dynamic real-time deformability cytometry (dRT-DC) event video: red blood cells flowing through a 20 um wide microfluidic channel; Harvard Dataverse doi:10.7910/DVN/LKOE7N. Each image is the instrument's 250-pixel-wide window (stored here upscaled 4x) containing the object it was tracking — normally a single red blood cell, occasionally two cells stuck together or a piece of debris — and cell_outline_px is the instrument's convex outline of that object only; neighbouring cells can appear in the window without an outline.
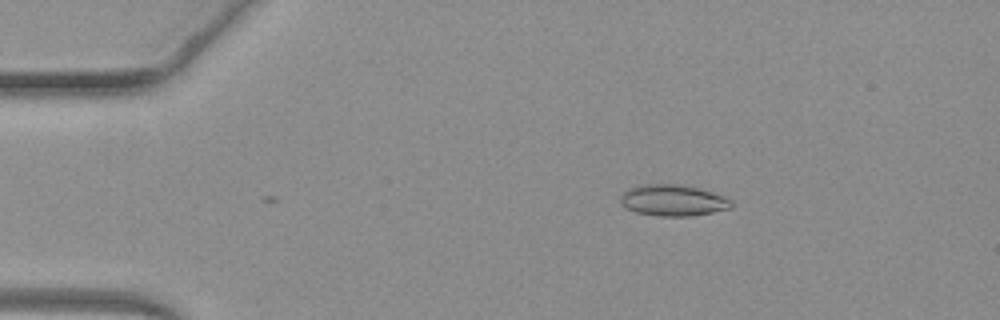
{"species": "common noctule bat (a hibernating species)", "species_latin": "Nyctalus noctula", "temperature_condition": "warm", "stored_images_in_passage": 3, "camera_frame_rate_fps": 3000, "um_per_image_px": 0.085, "animal": {"sex": "female", "body_mass_g": 19.3, "forearm_length_mm": 54.1}, "frame": {"image": 1, "passage_image": 3, "time_ms": 0.667, "image_size_px": [1000, 320], "cell_outline_px": [[732, 208], [692, 216], [660, 216], [636, 212], [624, 208], [620, 204], [620, 196], [628, 188], [640, 184], [672, 184], [700, 188], [724, 196], [732, 200]], "centroid_in_image_um": [57.18, 17.03], "position_along_channel_um": 27.8, "area_um2": 20.35}}